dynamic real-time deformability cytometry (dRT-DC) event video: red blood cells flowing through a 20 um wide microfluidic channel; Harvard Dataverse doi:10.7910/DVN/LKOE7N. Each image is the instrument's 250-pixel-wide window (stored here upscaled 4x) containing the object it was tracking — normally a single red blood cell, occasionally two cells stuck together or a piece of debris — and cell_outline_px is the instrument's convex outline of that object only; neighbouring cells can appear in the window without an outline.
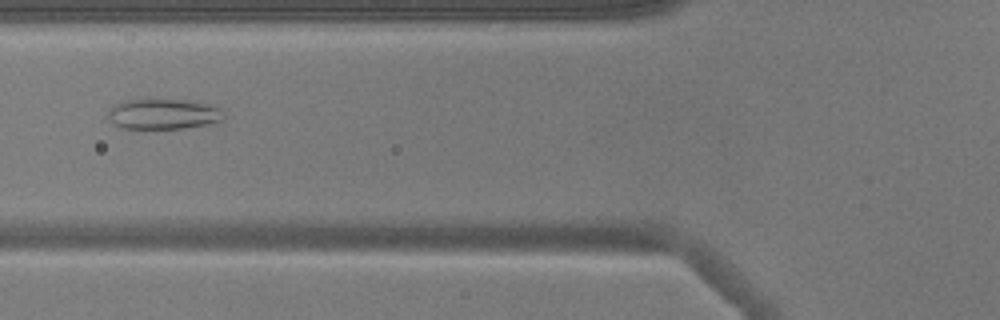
{"species": "common noctule bat (a hibernating species)", "species_latin": "Nyctalus noctula", "temperature_condition": "warm", "stored_images_in_passage": 53, "camera_frame_rate_fps": 3000, "um_per_image_px": 0.085, "animal": {"sex": "male", "body_mass_g": 17.9}, "frame": {"image": 1, "passage_image": 20, "time_ms": 6.333, "image_size_px": [1000, 320], "cell_outline_px": [[224, 116], [220, 120], [204, 124], [184, 128], [120, 128], [112, 124], [108, 120], [108, 112], [116, 104], [124, 100], [200, 100], [212, 104], [220, 108]], "centroid_in_image_um": [13.88, 9.68], "position_along_channel_um": 111.9, "area_um2": 20.46}}
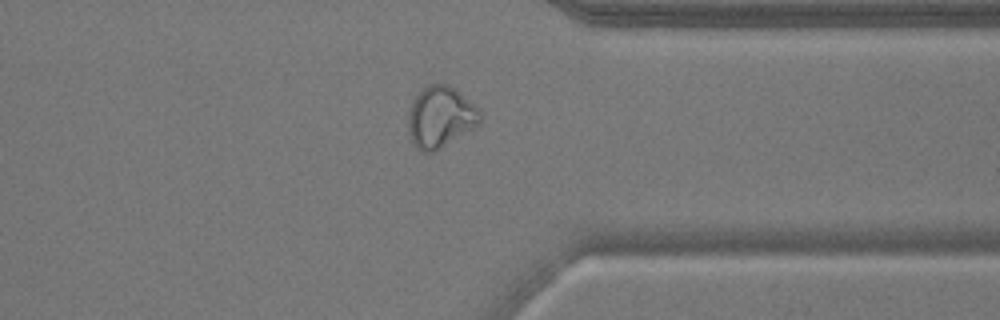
{"frame": {"image": 2, "passage_image": 41, "time_ms": 13.333, "image_size_px": [1000, 320], "cell_outline_px": [[484, 116], [480, 124], [440, 148], [432, 152], [424, 152], [416, 148], [412, 144], [408, 132], [408, 112], [412, 100], [420, 88], [424, 84], [448, 84], [456, 88], [484, 112]], "centroid_in_image_um": [37.44, 9.91], "position_along_channel_um": 374.0, "area_um2": 26.36}}
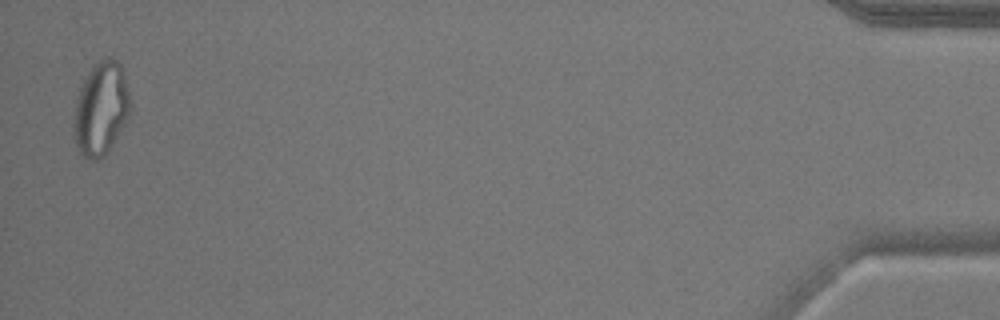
{"frame": {"image": 3, "passage_image": 52, "time_ms": 17.0, "image_size_px": [1000, 320], "cell_outline_px": [[132, 104], [128, 120], [124, 128], [104, 156], [96, 160], [88, 160], [76, 152], [72, 136], [72, 128], [76, 96], [88, 72], [100, 60], [108, 56], [116, 60], [120, 64], [128, 88]], "centroid_in_image_um": [8.56, 9.31], "position_along_channel_um": 426.6, "area_um2": 31.5}, "authors_computed_cell_mechanics": {"area_um2": 26.3568, "velocity_mm_per_s": 3.8151, "shape_relaxation_time_tau1_ms": null, "shape_relaxation_time_tau2_ms": 1.363, "deformation_change_tau1": null, "deformation_change_tau2": 0.0675}}